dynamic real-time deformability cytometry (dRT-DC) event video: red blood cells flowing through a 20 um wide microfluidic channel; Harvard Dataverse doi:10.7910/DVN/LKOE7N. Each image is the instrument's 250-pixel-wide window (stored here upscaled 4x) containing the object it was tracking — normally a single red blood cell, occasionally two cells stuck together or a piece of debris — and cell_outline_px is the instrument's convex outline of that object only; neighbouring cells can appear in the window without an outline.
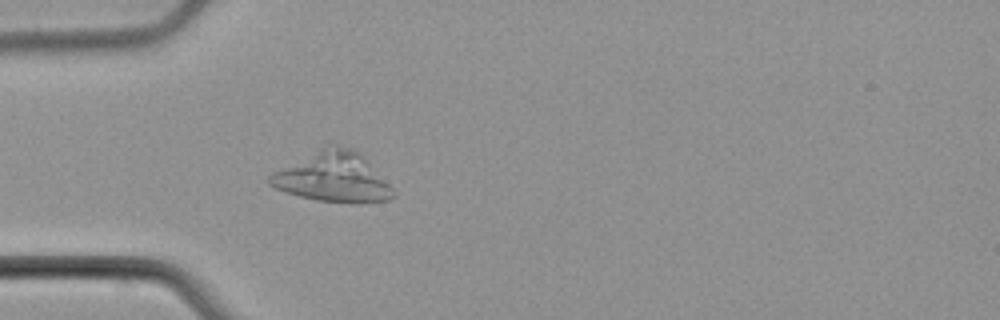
{"species": "common noctule bat (a hibernating species)", "species_latin": "Nyctalus noctula", "temperature_condition": "cold", "stored_images_in_passage": 4, "camera_frame_rate_fps": 3000, "um_per_image_px": 0.085, "animal": {"sex": "male", "body_mass_g": 21.5, "forearm_length_mm": 52.0}, "frame": {"image": 1, "passage_image": 4, "time_ms": 3.667, "image_size_px": [1000, 320], "cell_outline_px": [[396, 196], [392, 200], [360, 204], [348, 204], [316, 200], [300, 196], [276, 188], [268, 184], [268, 176], [272, 172], [332, 144], [336, 144], [352, 148], [360, 152], [396, 192]], "centroid_in_image_um": [28.37, 15.1], "position_along_channel_um": 56.6, "area_um2": 35.78}}